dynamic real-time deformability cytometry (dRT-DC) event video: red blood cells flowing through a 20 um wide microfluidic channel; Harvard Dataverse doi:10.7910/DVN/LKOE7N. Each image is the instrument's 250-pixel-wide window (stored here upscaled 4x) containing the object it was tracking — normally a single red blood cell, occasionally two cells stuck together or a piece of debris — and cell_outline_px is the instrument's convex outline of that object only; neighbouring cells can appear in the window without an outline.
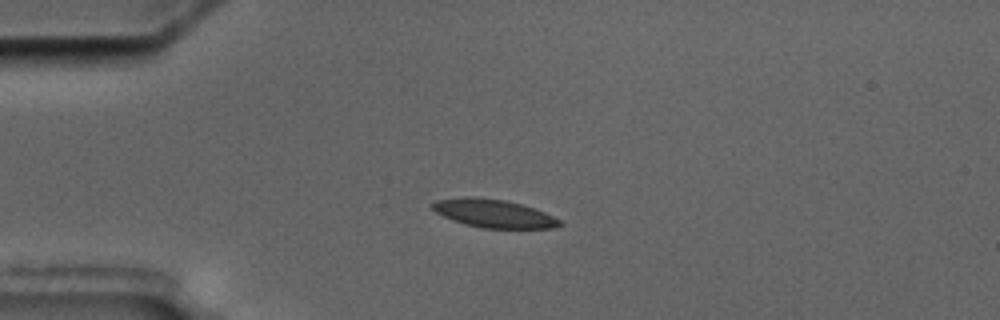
{"species": "common noctule bat (a hibernating species)", "species_latin": "Nyctalus noctula", "temperature_condition": "cold", "stored_images_in_passage": 4, "camera_frame_rate_fps": 3000, "um_per_image_px": 0.085, "animal": {"sex": "male", "body_mass_g": 17.5, "forearm_length_mm": 52.3}, "frame": {"image": 1, "passage_image": 3, "time_ms": 3.0, "image_size_px": [1000, 320], "cell_outline_px": [[564, 224], [552, 228], [480, 228], [464, 224], [452, 220], [436, 212], [432, 208], [432, 204], [436, 200], [464, 196], [472, 196], [504, 200], [520, 204], [544, 212], [560, 220]], "centroid_in_image_um": [41.93, 18.14], "position_along_channel_um": 43.1, "area_um2": 20.81}}